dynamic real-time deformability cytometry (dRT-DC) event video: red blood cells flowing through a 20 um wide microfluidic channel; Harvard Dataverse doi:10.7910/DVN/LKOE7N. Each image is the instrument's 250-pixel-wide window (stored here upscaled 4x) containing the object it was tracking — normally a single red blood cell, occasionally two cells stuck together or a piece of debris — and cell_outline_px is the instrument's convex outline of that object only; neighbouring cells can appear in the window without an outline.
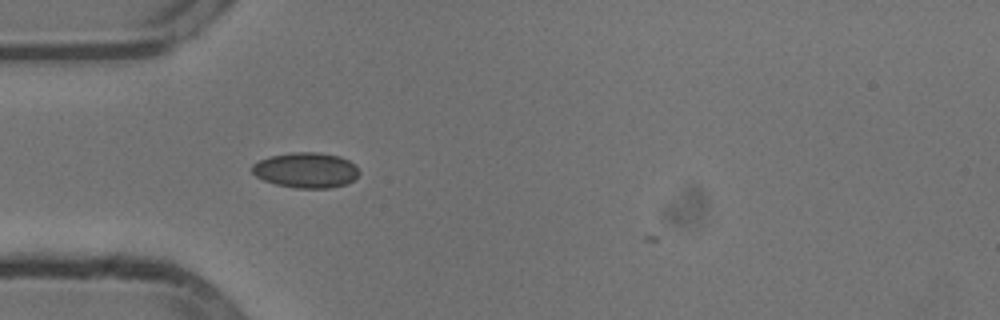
{"species": "common noctule bat (a hibernating species)", "species_latin": "Nyctalus noctula", "temperature_condition": "cold", "stored_images_in_passage": 5, "camera_frame_rate_fps": 3000, "um_per_image_px": 0.085, "animal": {"sex": "male", "body_mass_g": 13.3}, "frame": {"image": 1, "passage_image": 4, "time_ms": 1.0, "image_size_px": [1000, 320], "cell_outline_px": [[360, 172], [352, 180], [344, 184], [328, 188], [296, 188], [276, 184], [264, 180], [256, 176], [252, 172], [252, 164], [260, 160], [272, 156], [292, 152], [320, 152], [340, 156], [348, 160]], "centroid_in_image_um": [25.99, 14.45], "position_along_channel_um": 59.0, "area_um2": 21.79}}